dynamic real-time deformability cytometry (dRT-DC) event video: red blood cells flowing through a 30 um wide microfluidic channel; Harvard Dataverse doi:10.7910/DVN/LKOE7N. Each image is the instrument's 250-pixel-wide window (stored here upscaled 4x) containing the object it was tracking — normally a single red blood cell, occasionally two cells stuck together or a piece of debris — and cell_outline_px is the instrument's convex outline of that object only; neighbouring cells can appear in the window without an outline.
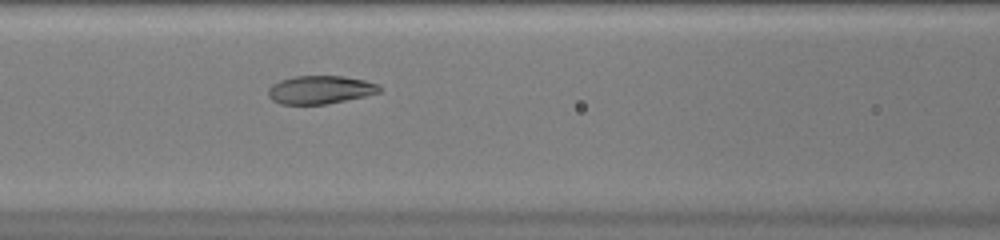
{"species": "common noctule bat (a hibernating species)", "species_latin": "Nyctalus noctula", "temperature_condition": "warm", "stored_images_in_passage": 36, "camera_frame_rate_fps": 3000, "um_per_image_px": 0.085, "animal": {"sex": "female", "body_mass_g": 20.0, "forearm_length_mm": 54.0}, "frame": {"image": 1, "passage_image": 8, "time_ms": 2.333, "image_size_px": [1000, 240], "cell_outline_px": [[380, 92], [364, 96], [324, 104], [280, 104], [272, 100], [268, 96], [268, 88], [272, 84], [280, 80], [296, 76], [344, 76], [364, 80], [376, 84], [380, 88]], "centroid_in_image_um": [27.16, 7.62], "position_along_channel_um": 139.4, "area_um2": 18.09}}
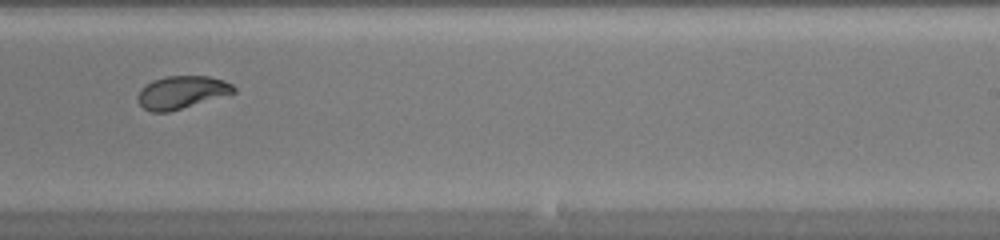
{"frame": {"image": 2, "passage_image": 18, "time_ms": 5.667, "image_size_px": [1000, 240], "cell_outline_px": [[236, 92], [168, 112], [152, 112], [144, 108], [136, 100], [136, 96], [140, 88], [152, 80], [164, 76], [208, 76], [232, 84], [236, 88]], "centroid_in_image_um": [15.38, 7.84], "position_along_channel_um": 273.6, "area_um2": 18.21}}
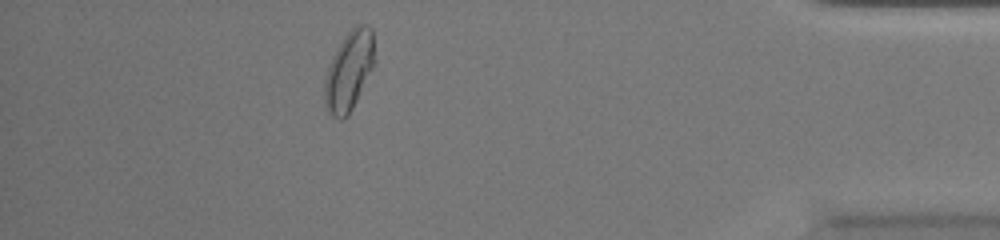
{"frame": {"image": 3, "passage_image": 31, "time_ms": 10.0, "image_size_px": [1000, 240], "cell_outline_px": [[376, 64], [348, 116], [344, 120], [340, 120], [332, 116], [328, 112], [324, 104], [324, 80], [332, 56], [336, 48], [344, 36], [356, 24], [364, 24], [372, 28], [376, 60]], "centroid_in_image_um": [29.69, 6.03], "position_along_channel_um": 405.5, "area_um2": 23.7}, "authors_computed_cell_mechanics": {"area_um2": 19.0162, "velocity_mm_per_s": 4.036, "shape_relaxation_time_tau1_ms": 10.1489, "shape_relaxation_time_tau2_ms": null, "deformation_change_tau1": 0.2646, "deformation_change_tau2": null}}